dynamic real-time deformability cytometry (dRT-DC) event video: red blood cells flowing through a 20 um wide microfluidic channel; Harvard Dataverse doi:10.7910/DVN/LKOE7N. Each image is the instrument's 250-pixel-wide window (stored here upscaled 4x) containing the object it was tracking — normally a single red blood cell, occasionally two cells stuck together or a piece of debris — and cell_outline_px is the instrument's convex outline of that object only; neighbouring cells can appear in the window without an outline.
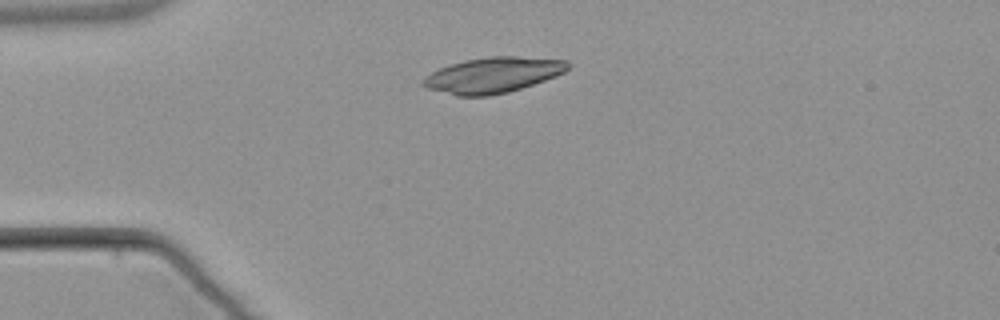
{"species": "common noctule bat (a hibernating species)", "species_latin": "Nyctalus noctula", "temperature_condition": "warm", "stored_images_in_passage": 3, "camera_frame_rate_fps": 3000, "um_per_image_px": 0.085, "animal": {"sex": "male", "body_mass_g": 21.5, "forearm_length_mm": 52.0}, "frame": {"image": 1, "passage_image": 3, "time_ms": 3.0, "image_size_px": [1000, 320], "cell_outline_px": [[572, 64], [564, 72], [556, 76], [508, 92], [488, 96], [456, 96], [428, 88], [420, 84], [420, 80], [424, 76], [448, 64], [464, 60], [488, 56], [516, 56], [568, 60]], "centroid_in_image_um": [41.87, 6.37], "position_along_channel_um": 43.1, "area_um2": 30.17}}